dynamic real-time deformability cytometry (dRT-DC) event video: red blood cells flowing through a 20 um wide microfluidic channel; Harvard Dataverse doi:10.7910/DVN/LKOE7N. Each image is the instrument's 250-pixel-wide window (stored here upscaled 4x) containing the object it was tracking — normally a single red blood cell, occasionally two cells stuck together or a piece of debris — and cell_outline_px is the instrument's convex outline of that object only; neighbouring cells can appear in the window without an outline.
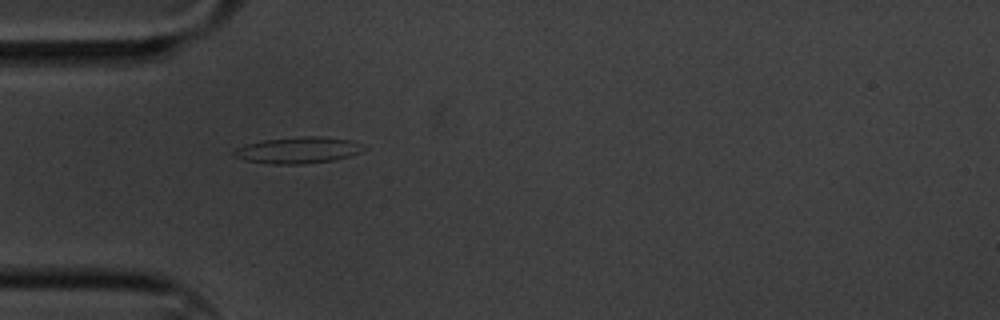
{"species": "common noctule bat (a hibernating species)", "species_latin": "Nyctalus noctula", "temperature_condition": "cold", "stored_images_in_passage": 2, "camera_frame_rate_fps": 3000, "um_per_image_px": 0.085, "animal": {"sex": "male", "body_mass_g": 20.1, "forearm_length_mm": 53.5}, "frame": {"image": 1, "passage_image": 1, "time_ms": 0.0, "image_size_px": [1000, 320], "cell_outline_px": [[364, 148], [360, 152], [336, 160], [304, 164], [272, 164], [244, 160], [236, 156], [232, 152], [236, 148], [244, 144], [264, 140], [300, 136], [316, 136], [348, 140], [364, 144]], "centroid_in_image_um": [25.32, 12.77], "position_along_channel_um": 59.7, "area_um2": 19.88}}